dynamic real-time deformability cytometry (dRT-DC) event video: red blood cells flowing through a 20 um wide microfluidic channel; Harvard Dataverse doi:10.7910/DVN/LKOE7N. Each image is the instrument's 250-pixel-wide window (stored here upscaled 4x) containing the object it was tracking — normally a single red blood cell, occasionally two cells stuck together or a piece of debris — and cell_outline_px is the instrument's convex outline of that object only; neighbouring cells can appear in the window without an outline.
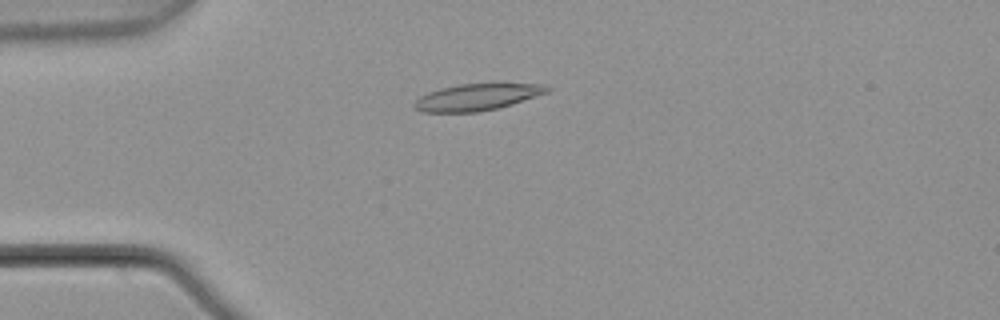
{"species": "common noctule bat (a hibernating species)", "species_latin": "Nyctalus noctula", "temperature_condition": "warm", "stored_images_in_passage": 6, "camera_frame_rate_fps": 3000, "um_per_image_px": 0.085, "animal": {"sex": "male", "body_mass_g": 21.5, "forearm_length_mm": 52.0}, "frame": {"image": 1, "passage_image": 4, "time_ms": 1.0, "image_size_px": [1000, 320], "cell_outline_px": [[552, 88], [548, 92], [512, 104], [480, 112], [420, 112], [412, 104], [420, 96], [428, 92], [440, 88], [460, 84], [548, 84]], "centroid_in_image_um": [40.54, 8.25], "position_along_channel_um": 44.5, "area_um2": 20.52}}
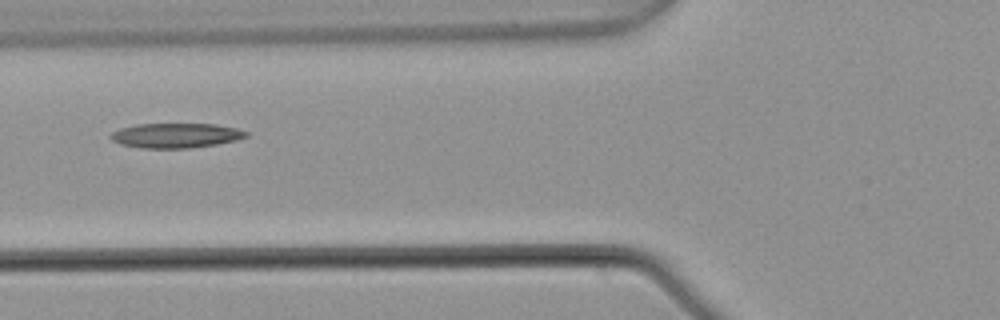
{"frame": {"image": 2, "passage_image": 6, "time_ms": 1.667, "image_size_px": [1000, 320], "cell_outline_px": [[248, 136], [236, 140], [216, 144], [188, 148], [144, 148], [120, 144], [112, 140], [108, 136], [112, 132], [120, 128], [136, 124], [216, 124], [236, 128], [248, 132]], "centroid_in_image_um": [14.93, 11.51], "position_along_channel_um": 110.9, "area_um2": 19.48}}